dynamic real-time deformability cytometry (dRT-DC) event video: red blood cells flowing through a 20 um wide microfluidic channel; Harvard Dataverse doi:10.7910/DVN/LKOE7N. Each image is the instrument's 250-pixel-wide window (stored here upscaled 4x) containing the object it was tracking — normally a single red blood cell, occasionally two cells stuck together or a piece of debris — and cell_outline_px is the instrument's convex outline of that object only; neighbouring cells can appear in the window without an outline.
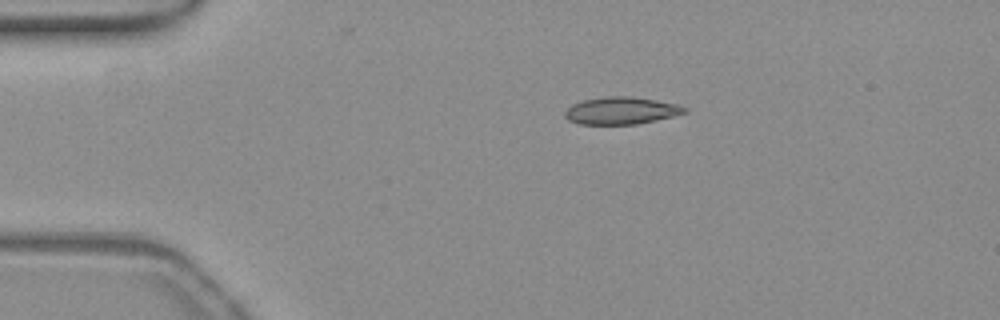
{"species": "common noctule bat (a hibernating species)", "species_latin": "Nyctalus noctula", "temperature_condition": "warm", "stored_images_in_passage": 44, "camera_frame_rate_fps": 3000, "um_per_image_px": 0.085, "animal": {"sex": "female", "body_mass_g": 19.3, "forearm_length_mm": 54.1}, "frame": {"image": 1, "passage_image": 1, "time_ms": 0.0, "image_size_px": [1000, 320], "cell_outline_px": [[688, 112], [656, 120], [636, 124], [580, 124], [568, 120], [564, 116], [564, 112], [572, 104], [584, 100], [608, 96], [628, 96], [656, 100], [680, 104], [688, 108]], "centroid_in_image_um": [52.82, 9.4], "position_along_channel_um": 32.2, "area_um2": 19.02}}
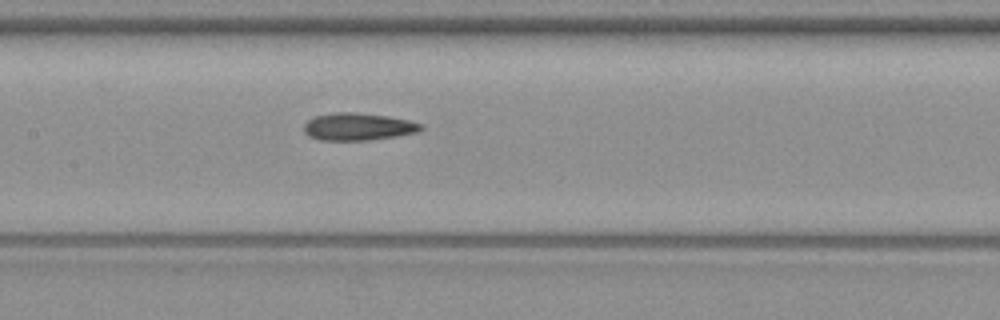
{"frame": {"image": 2, "passage_image": 16, "time_ms": 5.0, "image_size_px": [1000, 320], "cell_outline_px": [[424, 128], [416, 132], [368, 140], [320, 140], [308, 136], [304, 132], [304, 124], [308, 120], [316, 116], [332, 112], [356, 112], [388, 116], [408, 120], [424, 124]], "centroid_in_image_um": [30.41, 10.76], "position_along_channel_um": 177.0, "area_um2": 18.61}}
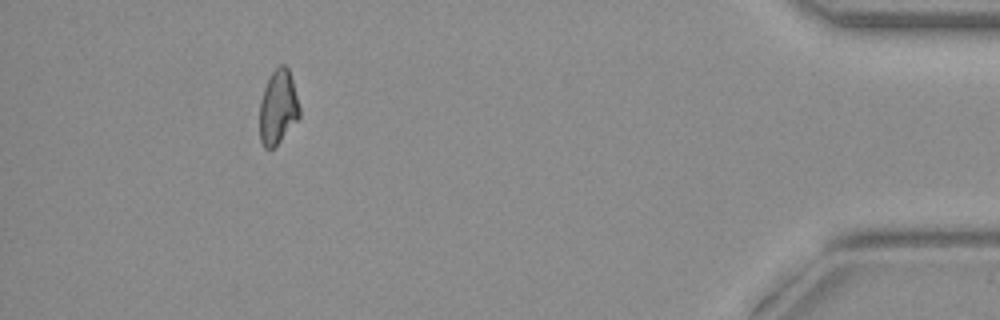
{"frame": {"image": 3, "passage_image": 39, "time_ms": 12.667, "image_size_px": [1000, 320], "cell_outline_px": [[300, 116], [280, 140], [272, 148], [264, 148], [260, 140], [260, 100], [264, 88], [272, 72], [280, 64], [284, 64], [288, 68], [292, 80], [300, 108]], "centroid_in_image_um": [23.62, 9.1], "position_along_channel_um": 411.6, "area_um2": 16.94}, "authors_computed_cell_mechanics": {"area_um2": 18.2648, "velocity_mm_per_s": 3.8811, "shape_relaxation_time_tau1_ms": null, "shape_relaxation_time_tau2_ms": 3.6791, "deformation_change_tau1": null, "deformation_change_tau2": 0.1314}}